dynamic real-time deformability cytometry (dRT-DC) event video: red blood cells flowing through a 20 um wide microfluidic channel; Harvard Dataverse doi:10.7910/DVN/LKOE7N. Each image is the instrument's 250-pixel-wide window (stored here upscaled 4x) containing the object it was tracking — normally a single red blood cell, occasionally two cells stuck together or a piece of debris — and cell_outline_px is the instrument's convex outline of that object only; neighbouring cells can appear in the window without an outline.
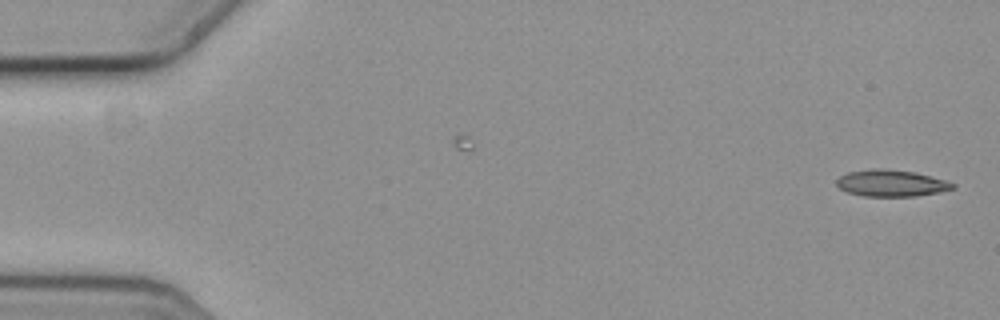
{"species": "common noctule bat (a hibernating species)", "species_latin": "Nyctalus noctula", "temperature_condition": "cold", "stored_images_in_passage": 57, "camera_frame_rate_fps": 3000, "um_per_image_px": 0.085, "animal": {"sex": "female", "body_mass_g": 19.3, "forearm_length_mm": 54.1}, "frame": {"image": 1, "passage_image": 1, "time_ms": 0.0, "image_size_px": [1000, 320], "cell_outline_px": [[956, 188], [916, 196], [864, 196], [848, 192], [840, 188], [836, 184], [836, 180], [840, 176], [848, 172], [876, 168], [880, 168], [912, 172], [944, 180], [956, 184]], "centroid_in_image_um": [75.72, 15.57], "position_along_channel_um": 9.3, "area_um2": 17.69}}
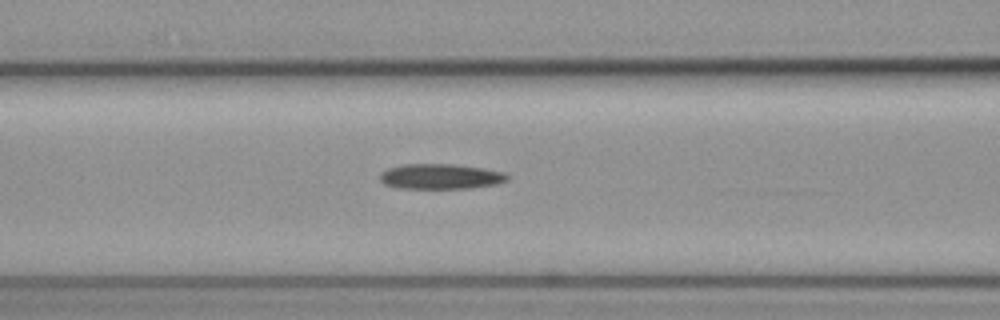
{"frame": {"image": 2, "passage_image": 23, "time_ms": 7.333, "image_size_px": [1000, 320], "cell_outline_px": [[508, 180], [496, 184], [468, 188], [400, 188], [384, 184], [380, 180], [380, 172], [388, 168], [404, 164], [452, 164], [480, 168], [500, 172], [508, 176]], "centroid_in_image_um": [37.38, 15.0], "position_along_channel_um": 129.2, "area_um2": 18.44}}
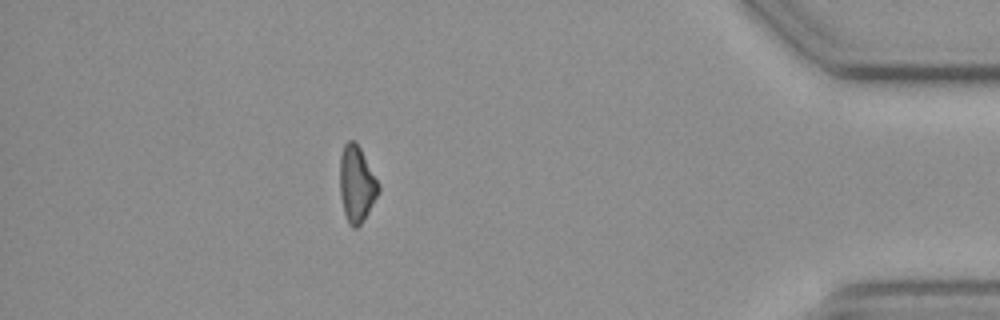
{"frame": {"image": 3, "passage_image": 50, "time_ms": 16.333, "image_size_px": [1000, 320], "cell_outline_px": [[380, 192], [368, 212], [360, 224], [356, 228], [352, 228], [348, 224], [344, 212], [340, 196], [340, 156], [344, 144], [348, 140], [352, 140], [360, 148], [380, 184]], "centroid_in_image_um": [30.31, 15.66], "position_along_channel_um": 404.9, "area_um2": 17.17}}